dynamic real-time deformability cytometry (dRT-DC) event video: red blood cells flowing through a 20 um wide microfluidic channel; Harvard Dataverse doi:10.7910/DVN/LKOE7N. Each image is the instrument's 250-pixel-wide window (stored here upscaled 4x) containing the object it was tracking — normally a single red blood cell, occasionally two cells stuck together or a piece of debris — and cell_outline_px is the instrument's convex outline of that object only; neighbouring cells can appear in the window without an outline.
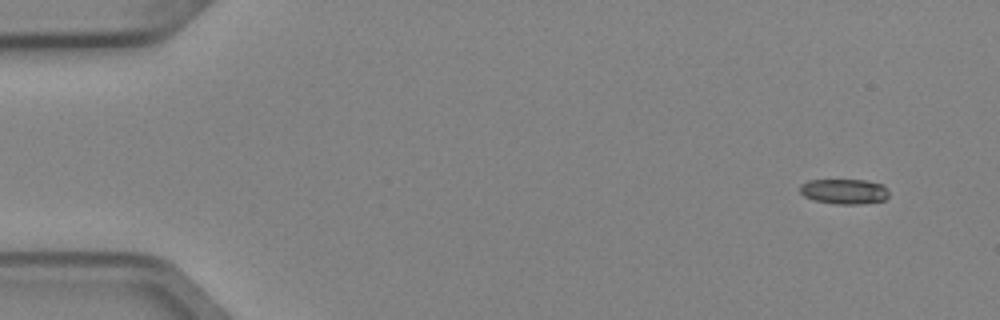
{"species": "Egyptian fruit bat (a non-hibernating species)", "species_latin": "Rousettus aegyptiacus", "temperature_condition": "cold", "stored_images_in_passage": 5, "camera_frame_rate_fps": 3000, "um_per_image_px": 0.085, "animal": {"sex": "female"}, "frame": {"image": 1, "passage_image": 1, "time_ms": 0.0, "image_size_px": [1000, 320], "cell_outline_px": [[888, 196], [884, 200], [860, 204], [836, 204], [816, 200], [804, 196], [800, 192], [800, 184], [808, 180], [868, 180], [884, 184], [888, 188]], "centroid_in_image_um": [71.79, 16.26], "position_along_channel_um": 13.2, "area_um2": 13.12}}
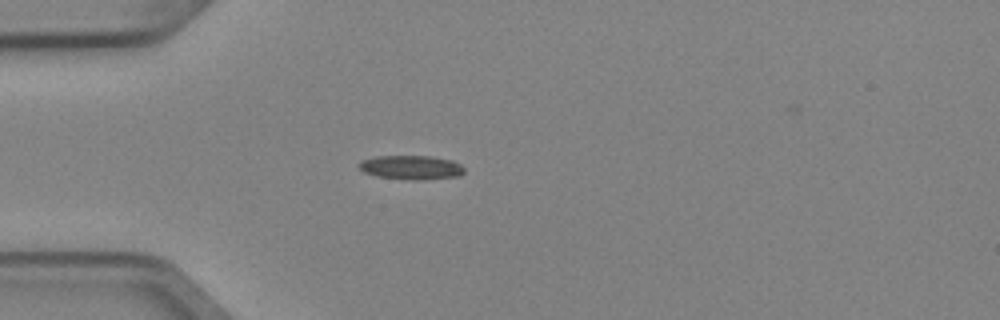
{"frame": {"image": 2, "passage_image": 4, "time_ms": 1.0, "image_size_px": [1000, 320], "cell_outline_px": [[464, 172], [460, 176], [380, 176], [364, 172], [356, 164], [364, 160], [376, 156], [428, 156], [452, 160], [460, 164], [464, 168]], "centroid_in_image_um": [34.92, 14.15], "position_along_channel_um": 50.1, "area_um2": 13.35}}